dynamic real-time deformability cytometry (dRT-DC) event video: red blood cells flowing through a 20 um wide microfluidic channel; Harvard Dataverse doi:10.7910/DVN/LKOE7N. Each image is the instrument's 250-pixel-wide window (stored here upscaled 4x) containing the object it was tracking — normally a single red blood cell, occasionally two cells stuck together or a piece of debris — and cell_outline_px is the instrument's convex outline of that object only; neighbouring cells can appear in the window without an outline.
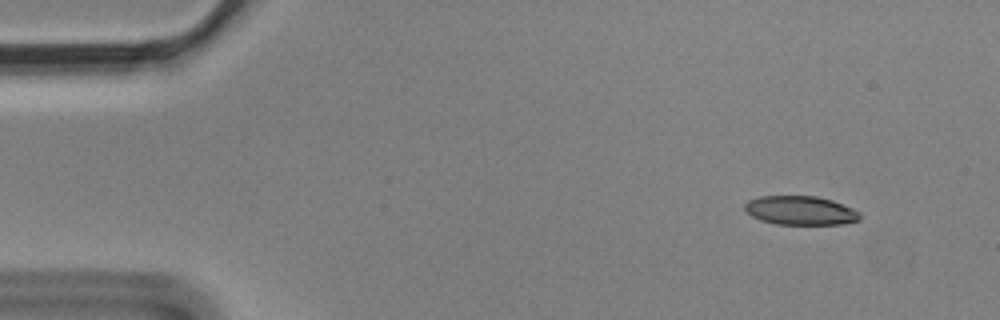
{"species": "Egyptian fruit bat (a non-hibernating species)", "species_latin": "Rousettus aegyptiacus", "temperature_condition": "cold", "stored_images_in_passage": 4, "camera_frame_rate_fps": 3000, "um_per_image_px": 0.085, "animal": {"sex": "male"}, "frame": {"image": 1, "passage_image": 1, "time_ms": 0.0, "image_size_px": [1000, 320], "cell_outline_px": [[860, 220], [840, 224], [776, 224], [760, 220], [752, 216], [744, 208], [744, 204], [748, 200], [760, 196], [816, 196], [832, 200], [852, 208], [860, 212]], "centroid_in_image_um": [68.03, 17.89], "position_along_channel_um": 17.0, "area_um2": 19.36}}
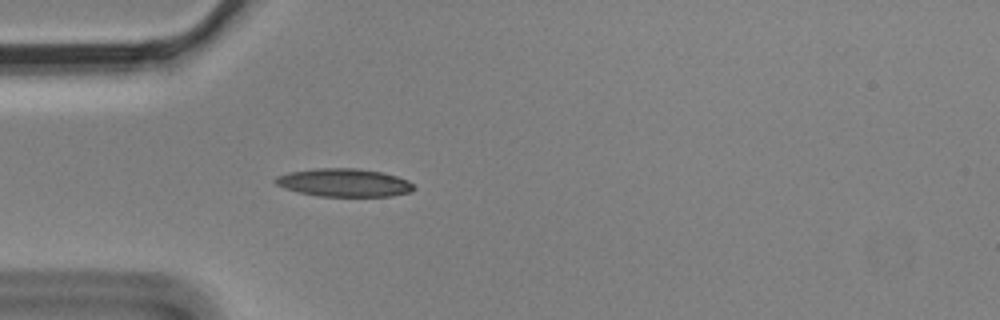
{"frame": {"image": 2, "passage_image": 4, "time_ms": 1.0, "image_size_px": [1000, 320], "cell_outline_px": [[416, 188], [412, 192], [392, 196], [320, 196], [300, 192], [284, 188], [276, 184], [272, 180], [276, 176], [288, 172], [316, 168], [360, 168], [380, 172], [396, 176], [408, 180]], "centroid_in_image_um": [29.25, 15.52], "position_along_channel_um": 55.8, "area_um2": 22.72}}